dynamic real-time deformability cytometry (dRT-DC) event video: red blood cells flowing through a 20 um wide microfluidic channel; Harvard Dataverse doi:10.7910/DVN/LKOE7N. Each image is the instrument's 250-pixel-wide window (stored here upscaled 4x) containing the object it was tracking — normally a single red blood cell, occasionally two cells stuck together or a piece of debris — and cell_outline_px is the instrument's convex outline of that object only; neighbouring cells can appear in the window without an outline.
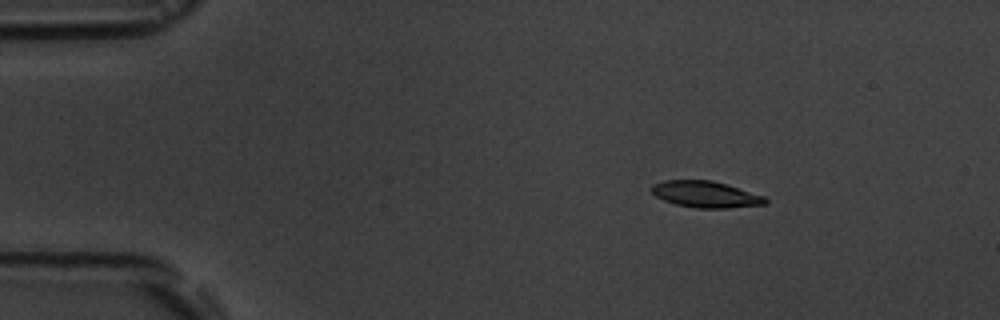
{"species": "common noctule bat (a hibernating species)", "species_latin": "Nyctalus noctula", "temperature_condition": "room temperature", "stored_images_in_passage": 7, "camera_frame_rate_fps": 3000, "um_per_image_px": 0.085, "animal": {"sex": "male", "body_mass_g": 19.5, "forearm_length_mm": 54.6}, "frame": {"image": 1, "passage_image": 1, "time_ms": 0.0, "image_size_px": [1000, 320], "cell_outline_px": [[768, 204], [728, 208], [696, 208], [676, 204], [664, 200], [656, 196], [648, 188], [652, 184], [664, 180], [712, 180], [764, 196], [768, 200]], "centroid_in_image_um": [59.95, 16.52], "position_along_channel_um": 25.0, "area_um2": 17.51}}
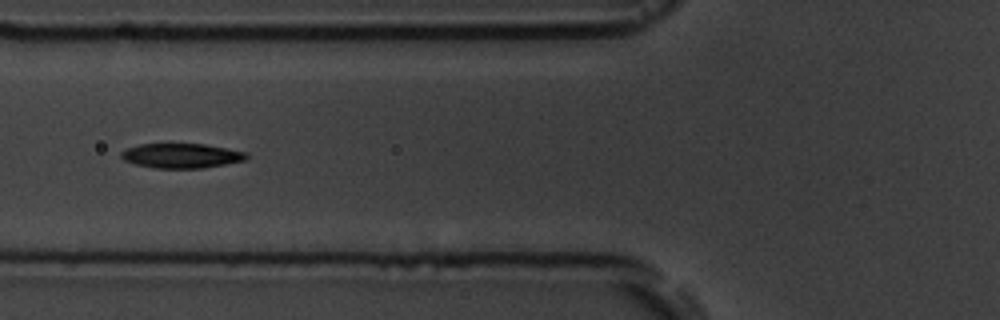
{"frame": {"image": 2, "passage_image": 5, "time_ms": 4.333, "image_size_px": [1000, 320], "cell_outline_px": [[248, 160], [204, 168], [156, 168], [136, 164], [124, 160], [120, 156], [120, 152], [128, 148], [140, 144], [204, 144], [248, 152]], "centroid_in_image_um": [15.46, 13.24], "position_along_channel_um": 110.3, "area_um2": 18.03}}
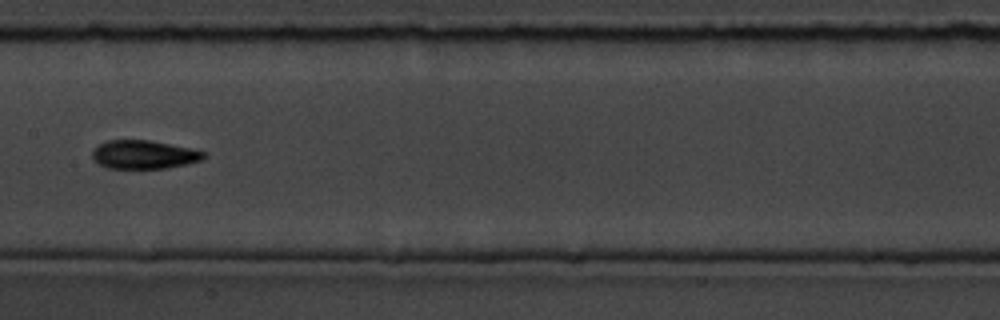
{"frame": {"image": 3, "passage_image": 7, "time_ms": 6.667, "image_size_px": [1000, 320], "cell_outline_px": [[208, 156], [200, 160], [184, 164], [164, 168], [108, 168], [100, 164], [92, 156], [92, 148], [108, 140], [148, 140], [192, 148], [204, 152]], "centroid_in_image_um": [12.22, 13.13], "position_along_channel_um": 195.2, "area_um2": 18.32}}